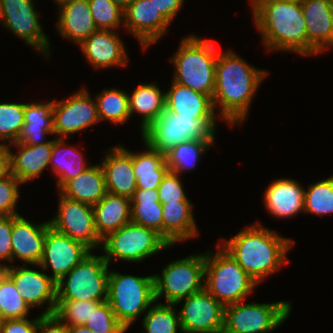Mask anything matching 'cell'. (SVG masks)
Instances as JSON below:
<instances>
[{
  "label": "cell",
  "mask_w": 333,
  "mask_h": 333,
  "mask_svg": "<svg viewBox=\"0 0 333 333\" xmlns=\"http://www.w3.org/2000/svg\"><path fill=\"white\" fill-rule=\"evenodd\" d=\"M268 70L259 69L232 49L219 51L215 66V88L212 97L217 115L232 128L244 123L250 105Z\"/></svg>",
  "instance_id": "cell-1"
},
{
  "label": "cell",
  "mask_w": 333,
  "mask_h": 333,
  "mask_svg": "<svg viewBox=\"0 0 333 333\" xmlns=\"http://www.w3.org/2000/svg\"><path fill=\"white\" fill-rule=\"evenodd\" d=\"M295 243L256 221L218 244L259 285L290 262L286 256Z\"/></svg>",
  "instance_id": "cell-2"
},
{
  "label": "cell",
  "mask_w": 333,
  "mask_h": 333,
  "mask_svg": "<svg viewBox=\"0 0 333 333\" xmlns=\"http://www.w3.org/2000/svg\"><path fill=\"white\" fill-rule=\"evenodd\" d=\"M253 23L266 51L308 56L301 0H250Z\"/></svg>",
  "instance_id": "cell-3"
},
{
  "label": "cell",
  "mask_w": 333,
  "mask_h": 333,
  "mask_svg": "<svg viewBox=\"0 0 333 333\" xmlns=\"http://www.w3.org/2000/svg\"><path fill=\"white\" fill-rule=\"evenodd\" d=\"M218 53L215 43L207 37L202 39L196 34L183 37L169 58L175 69L172 81L212 98Z\"/></svg>",
  "instance_id": "cell-4"
},
{
  "label": "cell",
  "mask_w": 333,
  "mask_h": 333,
  "mask_svg": "<svg viewBox=\"0 0 333 333\" xmlns=\"http://www.w3.org/2000/svg\"><path fill=\"white\" fill-rule=\"evenodd\" d=\"M205 252L204 288L224 306L245 301L258 284L217 242Z\"/></svg>",
  "instance_id": "cell-5"
},
{
  "label": "cell",
  "mask_w": 333,
  "mask_h": 333,
  "mask_svg": "<svg viewBox=\"0 0 333 333\" xmlns=\"http://www.w3.org/2000/svg\"><path fill=\"white\" fill-rule=\"evenodd\" d=\"M216 120L222 121L221 118L186 117L165 109L140 135L151 148L166 154L182 142L215 140Z\"/></svg>",
  "instance_id": "cell-6"
},
{
  "label": "cell",
  "mask_w": 333,
  "mask_h": 333,
  "mask_svg": "<svg viewBox=\"0 0 333 333\" xmlns=\"http://www.w3.org/2000/svg\"><path fill=\"white\" fill-rule=\"evenodd\" d=\"M107 302L118 322L130 329L156 302L153 274L143 277L110 270Z\"/></svg>",
  "instance_id": "cell-7"
},
{
  "label": "cell",
  "mask_w": 333,
  "mask_h": 333,
  "mask_svg": "<svg viewBox=\"0 0 333 333\" xmlns=\"http://www.w3.org/2000/svg\"><path fill=\"white\" fill-rule=\"evenodd\" d=\"M153 278L155 301L164 296L166 304H176L204 289L205 253L173 260L162 268L161 274H153Z\"/></svg>",
  "instance_id": "cell-8"
},
{
  "label": "cell",
  "mask_w": 333,
  "mask_h": 333,
  "mask_svg": "<svg viewBox=\"0 0 333 333\" xmlns=\"http://www.w3.org/2000/svg\"><path fill=\"white\" fill-rule=\"evenodd\" d=\"M171 247L155 230L129 222L103 238L100 249L110 265L114 259L140 263Z\"/></svg>",
  "instance_id": "cell-9"
},
{
  "label": "cell",
  "mask_w": 333,
  "mask_h": 333,
  "mask_svg": "<svg viewBox=\"0 0 333 333\" xmlns=\"http://www.w3.org/2000/svg\"><path fill=\"white\" fill-rule=\"evenodd\" d=\"M109 266L103 254L90 252L56 283V300L106 301Z\"/></svg>",
  "instance_id": "cell-10"
},
{
  "label": "cell",
  "mask_w": 333,
  "mask_h": 333,
  "mask_svg": "<svg viewBox=\"0 0 333 333\" xmlns=\"http://www.w3.org/2000/svg\"><path fill=\"white\" fill-rule=\"evenodd\" d=\"M244 302L225 306L223 333H271L292 314L290 300L260 304Z\"/></svg>",
  "instance_id": "cell-11"
},
{
  "label": "cell",
  "mask_w": 333,
  "mask_h": 333,
  "mask_svg": "<svg viewBox=\"0 0 333 333\" xmlns=\"http://www.w3.org/2000/svg\"><path fill=\"white\" fill-rule=\"evenodd\" d=\"M35 1L0 0V25L49 60L52 47L40 23Z\"/></svg>",
  "instance_id": "cell-12"
},
{
  "label": "cell",
  "mask_w": 333,
  "mask_h": 333,
  "mask_svg": "<svg viewBox=\"0 0 333 333\" xmlns=\"http://www.w3.org/2000/svg\"><path fill=\"white\" fill-rule=\"evenodd\" d=\"M58 208L55 216L49 220L50 227L82 242L91 251L100 249L102 239L95 229L93 206L62 196L59 192Z\"/></svg>",
  "instance_id": "cell-13"
},
{
  "label": "cell",
  "mask_w": 333,
  "mask_h": 333,
  "mask_svg": "<svg viewBox=\"0 0 333 333\" xmlns=\"http://www.w3.org/2000/svg\"><path fill=\"white\" fill-rule=\"evenodd\" d=\"M100 122L97 105L85 86L53 104V131L58 138L85 132Z\"/></svg>",
  "instance_id": "cell-14"
},
{
  "label": "cell",
  "mask_w": 333,
  "mask_h": 333,
  "mask_svg": "<svg viewBox=\"0 0 333 333\" xmlns=\"http://www.w3.org/2000/svg\"><path fill=\"white\" fill-rule=\"evenodd\" d=\"M182 301L185 303L178 311L182 333H223L225 306L205 288L175 305Z\"/></svg>",
  "instance_id": "cell-15"
},
{
  "label": "cell",
  "mask_w": 333,
  "mask_h": 333,
  "mask_svg": "<svg viewBox=\"0 0 333 333\" xmlns=\"http://www.w3.org/2000/svg\"><path fill=\"white\" fill-rule=\"evenodd\" d=\"M90 252L92 251L82 242L73 240L49 226L39 265L46 272L51 268L50 276L57 283Z\"/></svg>",
  "instance_id": "cell-16"
},
{
  "label": "cell",
  "mask_w": 333,
  "mask_h": 333,
  "mask_svg": "<svg viewBox=\"0 0 333 333\" xmlns=\"http://www.w3.org/2000/svg\"><path fill=\"white\" fill-rule=\"evenodd\" d=\"M28 264L13 267L10 279L18 289L29 308L46 306L42 315H52L56 310V282L39 264ZM41 269V272L34 267ZM33 267V268H31ZM45 272V273H44Z\"/></svg>",
  "instance_id": "cell-17"
},
{
  "label": "cell",
  "mask_w": 333,
  "mask_h": 333,
  "mask_svg": "<svg viewBox=\"0 0 333 333\" xmlns=\"http://www.w3.org/2000/svg\"><path fill=\"white\" fill-rule=\"evenodd\" d=\"M170 24L151 0H134L124 9L125 30L137 38L143 50L164 37Z\"/></svg>",
  "instance_id": "cell-18"
},
{
  "label": "cell",
  "mask_w": 333,
  "mask_h": 333,
  "mask_svg": "<svg viewBox=\"0 0 333 333\" xmlns=\"http://www.w3.org/2000/svg\"><path fill=\"white\" fill-rule=\"evenodd\" d=\"M118 31L97 29L80 45V51L94 69L124 67L129 62Z\"/></svg>",
  "instance_id": "cell-19"
},
{
  "label": "cell",
  "mask_w": 333,
  "mask_h": 333,
  "mask_svg": "<svg viewBox=\"0 0 333 333\" xmlns=\"http://www.w3.org/2000/svg\"><path fill=\"white\" fill-rule=\"evenodd\" d=\"M308 38V55L333 49V2L301 0Z\"/></svg>",
  "instance_id": "cell-20"
},
{
  "label": "cell",
  "mask_w": 333,
  "mask_h": 333,
  "mask_svg": "<svg viewBox=\"0 0 333 333\" xmlns=\"http://www.w3.org/2000/svg\"><path fill=\"white\" fill-rule=\"evenodd\" d=\"M49 221L33 223L22 215L13 216L12 264H39L43 256L44 241Z\"/></svg>",
  "instance_id": "cell-21"
},
{
  "label": "cell",
  "mask_w": 333,
  "mask_h": 333,
  "mask_svg": "<svg viewBox=\"0 0 333 333\" xmlns=\"http://www.w3.org/2000/svg\"><path fill=\"white\" fill-rule=\"evenodd\" d=\"M106 151L100 163L105 175L106 192L131 198L137 189L132 166V151L118 144Z\"/></svg>",
  "instance_id": "cell-22"
},
{
  "label": "cell",
  "mask_w": 333,
  "mask_h": 333,
  "mask_svg": "<svg viewBox=\"0 0 333 333\" xmlns=\"http://www.w3.org/2000/svg\"><path fill=\"white\" fill-rule=\"evenodd\" d=\"M294 179L279 178L270 183L263 193V205L276 218H294L304 212L305 188Z\"/></svg>",
  "instance_id": "cell-23"
},
{
  "label": "cell",
  "mask_w": 333,
  "mask_h": 333,
  "mask_svg": "<svg viewBox=\"0 0 333 333\" xmlns=\"http://www.w3.org/2000/svg\"><path fill=\"white\" fill-rule=\"evenodd\" d=\"M16 149V153L12 150ZM53 139L39 145H26L15 142L7 146L10 155V173L22 184L40 177L49 166Z\"/></svg>",
  "instance_id": "cell-24"
},
{
  "label": "cell",
  "mask_w": 333,
  "mask_h": 333,
  "mask_svg": "<svg viewBox=\"0 0 333 333\" xmlns=\"http://www.w3.org/2000/svg\"><path fill=\"white\" fill-rule=\"evenodd\" d=\"M57 32L80 45L97 30L88 0H66L58 4Z\"/></svg>",
  "instance_id": "cell-25"
},
{
  "label": "cell",
  "mask_w": 333,
  "mask_h": 333,
  "mask_svg": "<svg viewBox=\"0 0 333 333\" xmlns=\"http://www.w3.org/2000/svg\"><path fill=\"white\" fill-rule=\"evenodd\" d=\"M192 201L167 202L162 204V237L174 246L199 236L194 218Z\"/></svg>",
  "instance_id": "cell-26"
},
{
  "label": "cell",
  "mask_w": 333,
  "mask_h": 333,
  "mask_svg": "<svg viewBox=\"0 0 333 333\" xmlns=\"http://www.w3.org/2000/svg\"><path fill=\"white\" fill-rule=\"evenodd\" d=\"M165 109L192 118H220L209 95L173 81L165 91Z\"/></svg>",
  "instance_id": "cell-27"
},
{
  "label": "cell",
  "mask_w": 333,
  "mask_h": 333,
  "mask_svg": "<svg viewBox=\"0 0 333 333\" xmlns=\"http://www.w3.org/2000/svg\"><path fill=\"white\" fill-rule=\"evenodd\" d=\"M93 211L95 229L101 239L131 222V200L125 196L106 192L105 196L93 205Z\"/></svg>",
  "instance_id": "cell-28"
},
{
  "label": "cell",
  "mask_w": 333,
  "mask_h": 333,
  "mask_svg": "<svg viewBox=\"0 0 333 333\" xmlns=\"http://www.w3.org/2000/svg\"><path fill=\"white\" fill-rule=\"evenodd\" d=\"M57 192L69 199L97 204L106 194L105 175L100 164L91 165L77 177L67 181Z\"/></svg>",
  "instance_id": "cell-29"
},
{
  "label": "cell",
  "mask_w": 333,
  "mask_h": 333,
  "mask_svg": "<svg viewBox=\"0 0 333 333\" xmlns=\"http://www.w3.org/2000/svg\"><path fill=\"white\" fill-rule=\"evenodd\" d=\"M53 104L54 100L44 103H38L37 100L25 103L24 126L18 142L39 145L50 141L46 138L54 135Z\"/></svg>",
  "instance_id": "cell-30"
},
{
  "label": "cell",
  "mask_w": 333,
  "mask_h": 333,
  "mask_svg": "<svg viewBox=\"0 0 333 333\" xmlns=\"http://www.w3.org/2000/svg\"><path fill=\"white\" fill-rule=\"evenodd\" d=\"M65 138L53 139V147L49 166L56 176L57 189L59 190L67 181L77 177L91 165L85 155L76 146L66 144Z\"/></svg>",
  "instance_id": "cell-31"
},
{
  "label": "cell",
  "mask_w": 333,
  "mask_h": 333,
  "mask_svg": "<svg viewBox=\"0 0 333 333\" xmlns=\"http://www.w3.org/2000/svg\"><path fill=\"white\" fill-rule=\"evenodd\" d=\"M131 92L128 93L130 116L139 114L142 132L165 110V92L155 82L139 84Z\"/></svg>",
  "instance_id": "cell-32"
},
{
  "label": "cell",
  "mask_w": 333,
  "mask_h": 333,
  "mask_svg": "<svg viewBox=\"0 0 333 333\" xmlns=\"http://www.w3.org/2000/svg\"><path fill=\"white\" fill-rule=\"evenodd\" d=\"M144 150L132 152V166L137 181V188L158 189L164 176L169 171L165 154L151 148L143 141Z\"/></svg>",
  "instance_id": "cell-33"
},
{
  "label": "cell",
  "mask_w": 333,
  "mask_h": 333,
  "mask_svg": "<svg viewBox=\"0 0 333 333\" xmlns=\"http://www.w3.org/2000/svg\"><path fill=\"white\" fill-rule=\"evenodd\" d=\"M131 200V222L155 230L162 236V204L157 189L134 191Z\"/></svg>",
  "instance_id": "cell-34"
},
{
  "label": "cell",
  "mask_w": 333,
  "mask_h": 333,
  "mask_svg": "<svg viewBox=\"0 0 333 333\" xmlns=\"http://www.w3.org/2000/svg\"><path fill=\"white\" fill-rule=\"evenodd\" d=\"M94 99L100 122L106 120L114 125H124L130 120L128 92L125 90L114 87L104 89L95 94Z\"/></svg>",
  "instance_id": "cell-35"
},
{
  "label": "cell",
  "mask_w": 333,
  "mask_h": 333,
  "mask_svg": "<svg viewBox=\"0 0 333 333\" xmlns=\"http://www.w3.org/2000/svg\"><path fill=\"white\" fill-rule=\"evenodd\" d=\"M215 140H190L182 142L165 154L170 171L182 173L195 170L202 155L208 153Z\"/></svg>",
  "instance_id": "cell-36"
},
{
  "label": "cell",
  "mask_w": 333,
  "mask_h": 333,
  "mask_svg": "<svg viewBox=\"0 0 333 333\" xmlns=\"http://www.w3.org/2000/svg\"><path fill=\"white\" fill-rule=\"evenodd\" d=\"M175 304L155 302L142 319L143 331L140 333H178L182 332Z\"/></svg>",
  "instance_id": "cell-37"
},
{
  "label": "cell",
  "mask_w": 333,
  "mask_h": 333,
  "mask_svg": "<svg viewBox=\"0 0 333 333\" xmlns=\"http://www.w3.org/2000/svg\"><path fill=\"white\" fill-rule=\"evenodd\" d=\"M304 213L320 217L333 214V175L305 189Z\"/></svg>",
  "instance_id": "cell-38"
},
{
  "label": "cell",
  "mask_w": 333,
  "mask_h": 333,
  "mask_svg": "<svg viewBox=\"0 0 333 333\" xmlns=\"http://www.w3.org/2000/svg\"><path fill=\"white\" fill-rule=\"evenodd\" d=\"M25 103H0V145L8 146L19 140L24 126ZM3 142V143H2ZM5 142V143H4Z\"/></svg>",
  "instance_id": "cell-39"
},
{
  "label": "cell",
  "mask_w": 333,
  "mask_h": 333,
  "mask_svg": "<svg viewBox=\"0 0 333 333\" xmlns=\"http://www.w3.org/2000/svg\"><path fill=\"white\" fill-rule=\"evenodd\" d=\"M29 306L11 279L0 283V318L22 319L28 317Z\"/></svg>",
  "instance_id": "cell-40"
},
{
  "label": "cell",
  "mask_w": 333,
  "mask_h": 333,
  "mask_svg": "<svg viewBox=\"0 0 333 333\" xmlns=\"http://www.w3.org/2000/svg\"><path fill=\"white\" fill-rule=\"evenodd\" d=\"M97 29L117 31L124 24V10L112 0H88Z\"/></svg>",
  "instance_id": "cell-41"
},
{
  "label": "cell",
  "mask_w": 333,
  "mask_h": 333,
  "mask_svg": "<svg viewBox=\"0 0 333 333\" xmlns=\"http://www.w3.org/2000/svg\"><path fill=\"white\" fill-rule=\"evenodd\" d=\"M100 302L92 300H56L55 315L68 327L84 325Z\"/></svg>",
  "instance_id": "cell-42"
},
{
  "label": "cell",
  "mask_w": 333,
  "mask_h": 333,
  "mask_svg": "<svg viewBox=\"0 0 333 333\" xmlns=\"http://www.w3.org/2000/svg\"><path fill=\"white\" fill-rule=\"evenodd\" d=\"M84 326L93 333H126L129 330L118 322L107 300L92 309V314Z\"/></svg>",
  "instance_id": "cell-43"
},
{
  "label": "cell",
  "mask_w": 333,
  "mask_h": 333,
  "mask_svg": "<svg viewBox=\"0 0 333 333\" xmlns=\"http://www.w3.org/2000/svg\"><path fill=\"white\" fill-rule=\"evenodd\" d=\"M20 185L23 184L12 174L0 181V216L20 215L15 210L21 195Z\"/></svg>",
  "instance_id": "cell-44"
},
{
  "label": "cell",
  "mask_w": 333,
  "mask_h": 333,
  "mask_svg": "<svg viewBox=\"0 0 333 333\" xmlns=\"http://www.w3.org/2000/svg\"><path fill=\"white\" fill-rule=\"evenodd\" d=\"M182 184L180 175L169 170L157 189L160 203L191 201L188 199Z\"/></svg>",
  "instance_id": "cell-45"
},
{
  "label": "cell",
  "mask_w": 333,
  "mask_h": 333,
  "mask_svg": "<svg viewBox=\"0 0 333 333\" xmlns=\"http://www.w3.org/2000/svg\"><path fill=\"white\" fill-rule=\"evenodd\" d=\"M13 216H0V262L12 263Z\"/></svg>",
  "instance_id": "cell-46"
},
{
  "label": "cell",
  "mask_w": 333,
  "mask_h": 333,
  "mask_svg": "<svg viewBox=\"0 0 333 333\" xmlns=\"http://www.w3.org/2000/svg\"><path fill=\"white\" fill-rule=\"evenodd\" d=\"M41 316L42 314L33 320H29V317L2 320L0 324V333H35Z\"/></svg>",
  "instance_id": "cell-47"
},
{
  "label": "cell",
  "mask_w": 333,
  "mask_h": 333,
  "mask_svg": "<svg viewBox=\"0 0 333 333\" xmlns=\"http://www.w3.org/2000/svg\"><path fill=\"white\" fill-rule=\"evenodd\" d=\"M35 333H68V326L55 314L42 315L39 318Z\"/></svg>",
  "instance_id": "cell-48"
},
{
  "label": "cell",
  "mask_w": 333,
  "mask_h": 333,
  "mask_svg": "<svg viewBox=\"0 0 333 333\" xmlns=\"http://www.w3.org/2000/svg\"><path fill=\"white\" fill-rule=\"evenodd\" d=\"M159 12L171 23L182 9L185 0H151Z\"/></svg>",
  "instance_id": "cell-49"
},
{
  "label": "cell",
  "mask_w": 333,
  "mask_h": 333,
  "mask_svg": "<svg viewBox=\"0 0 333 333\" xmlns=\"http://www.w3.org/2000/svg\"><path fill=\"white\" fill-rule=\"evenodd\" d=\"M10 155L7 146L0 145V181L10 175Z\"/></svg>",
  "instance_id": "cell-50"
},
{
  "label": "cell",
  "mask_w": 333,
  "mask_h": 333,
  "mask_svg": "<svg viewBox=\"0 0 333 333\" xmlns=\"http://www.w3.org/2000/svg\"><path fill=\"white\" fill-rule=\"evenodd\" d=\"M13 267V264L7 265L6 262H0V283L10 279Z\"/></svg>",
  "instance_id": "cell-51"
},
{
  "label": "cell",
  "mask_w": 333,
  "mask_h": 333,
  "mask_svg": "<svg viewBox=\"0 0 333 333\" xmlns=\"http://www.w3.org/2000/svg\"><path fill=\"white\" fill-rule=\"evenodd\" d=\"M68 333H93V332L84 325H75L68 327Z\"/></svg>",
  "instance_id": "cell-52"
},
{
  "label": "cell",
  "mask_w": 333,
  "mask_h": 333,
  "mask_svg": "<svg viewBox=\"0 0 333 333\" xmlns=\"http://www.w3.org/2000/svg\"><path fill=\"white\" fill-rule=\"evenodd\" d=\"M114 3L119 5L123 10L128 7L134 0H112Z\"/></svg>",
  "instance_id": "cell-53"
},
{
  "label": "cell",
  "mask_w": 333,
  "mask_h": 333,
  "mask_svg": "<svg viewBox=\"0 0 333 333\" xmlns=\"http://www.w3.org/2000/svg\"><path fill=\"white\" fill-rule=\"evenodd\" d=\"M54 1H55L56 5H58V4L62 3L63 1H66V0H54Z\"/></svg>",
  "instance_id": "cell-54"
}]
</instances>
